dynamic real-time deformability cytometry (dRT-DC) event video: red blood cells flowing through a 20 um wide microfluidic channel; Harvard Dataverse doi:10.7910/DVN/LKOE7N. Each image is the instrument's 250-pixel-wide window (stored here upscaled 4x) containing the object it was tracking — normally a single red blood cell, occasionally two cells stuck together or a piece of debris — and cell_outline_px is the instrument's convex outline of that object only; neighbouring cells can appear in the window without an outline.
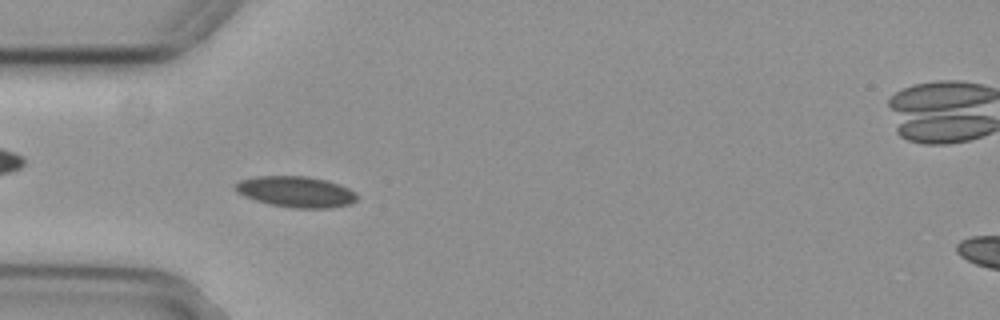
{"species": "common noctule bat (a hibernating species)", "species_latin": "Nyctalus noctula", "temperature_condition": "cold", "stored_images_in_passage": 48, "camera_frame_rate_fps": 3000, "um_per_image_px": 0.085, "animal": {"sex": "female", "body_mass_g": 29.2, "forearm_length_mm": 56.3}, "frame": {"image": 1, "passage_image": 16, "time_ms": 5.0, "image_size_px": [1000, 320], "cell_outline_px": [[360, 196], [356, 200], [348, 204], [332, 208], [292, 208], [268, 204], [244, 196], [236, 192], [236, 184], [240, 180], [256, 176], [308, 176], [328, 180], [340, 184], [356, 192]], "centroid_in_image_um": [25.19, 16.3], "position_along_channel_um": 59.8, "area_um2": 22.14}}
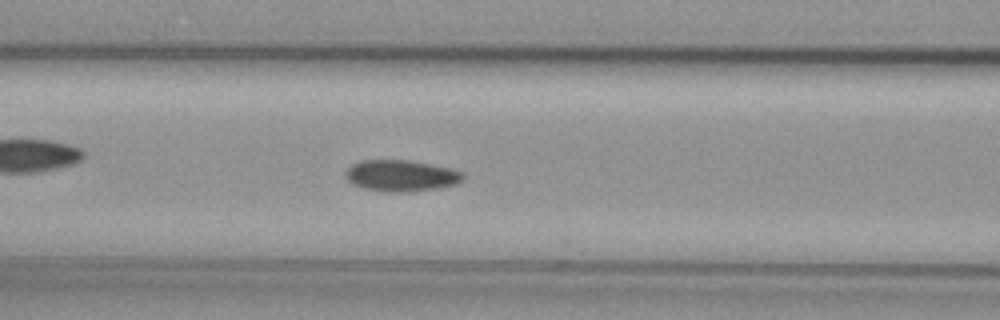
{"frame": {"image": 2, "passage_image": 22, "time_ms": 7.0, "image_size_px": [1000, 320], "cell_outline_px": [[464, 180], [460, 184], [436, 188], [408, 192], [380, 192], [364, 188], [352, 184], [344, 176], [344, 172], [352, 164], [360, 160], [412, 160], [452, 168], [464, 172]], "centroid_in_image_um": [34.12, 14.93], "position_along_channel_um": 132.5, "area_um2": 21.96}}
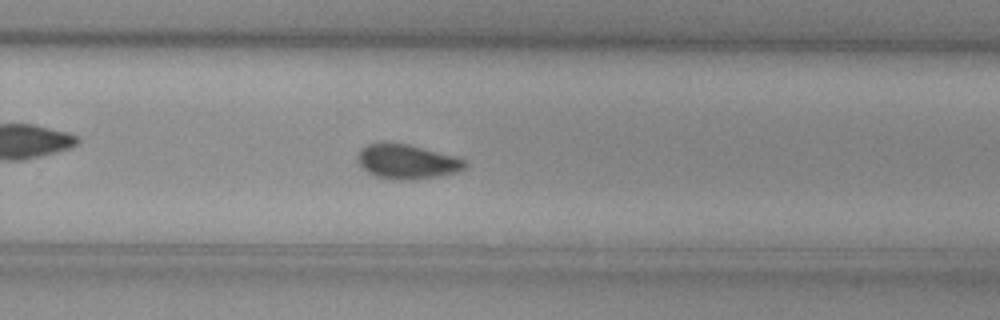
{"frame": {"image": 3, "passage_image": 35, "time_ms": 11.333, "image_size_px": [1000, 320], "cell_outline_px": [[468, 164], [460, 172], [412, 180], [392, 180], [376, 176], [360, 168], [356, 160], [356, 156], [360, 148], [368, 144], [380, 140], [384, 140], [408, 144], [456, 156], [468, 160]], "centroid_in_image_um": [34.55, 13.71], "position_along_channel_um": 295.3, "area_um2": 22.43}}